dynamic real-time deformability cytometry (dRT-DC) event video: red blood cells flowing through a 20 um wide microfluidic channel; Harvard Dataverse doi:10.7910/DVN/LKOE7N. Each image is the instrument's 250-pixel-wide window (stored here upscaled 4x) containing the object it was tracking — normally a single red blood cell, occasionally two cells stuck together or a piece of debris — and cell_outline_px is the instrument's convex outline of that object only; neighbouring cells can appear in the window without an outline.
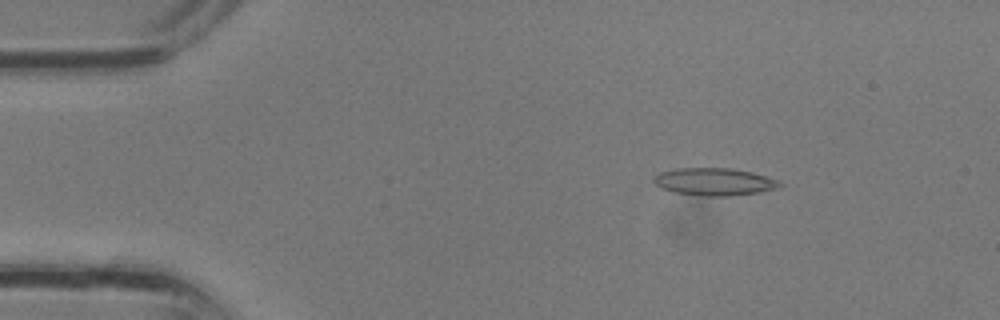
{"species": "common noctule bat (a hibernating species)", "species_latin": "Nyctalus noctula", "temperature_condition": "room temperature", "stored_images_in_passage": 33, "camera_frame_rate_fps": 3000, "um_per_image_px": 0.085, "animal": {"sex": "male", "body_mass_g": 13.3}, "frame": {"image": 1, "passage_image": 5, "time_ms": 1.333, "image_size_px": [1000, 320], "cell_outline_px": [[784, 184], [776, 188], [760, 192], [732, 196], [704, 196], [672, 192], [660, 188], [652, 180], [660, 172], [676, 168], [732, 168], [752, 172], [768, 176]], "centroid_in_image_um": [60.71, 15.45], "position_along_channel_um": 24.3, "area_um2": 20.29}}
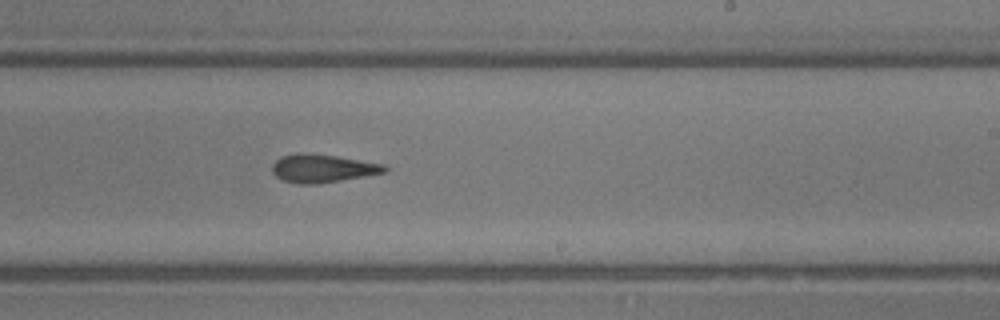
{"frame": {"image": 2, "passage_image": 20, "time_ms": 6.333, "image_size_px": [1000, 320], "cell_outline_px": [[388, 172], [320, 184], [296, 184], [284, 180], [276, 176], [272, 172], [272, 164], [280, 156], [296, 152], [304, 152], [336, 156], [384, 164], [388, 168]], "centroid_in_image_um": [27.4, 14.31], "position_along_channel_um": 261.6, "area_um2": 18.73}}
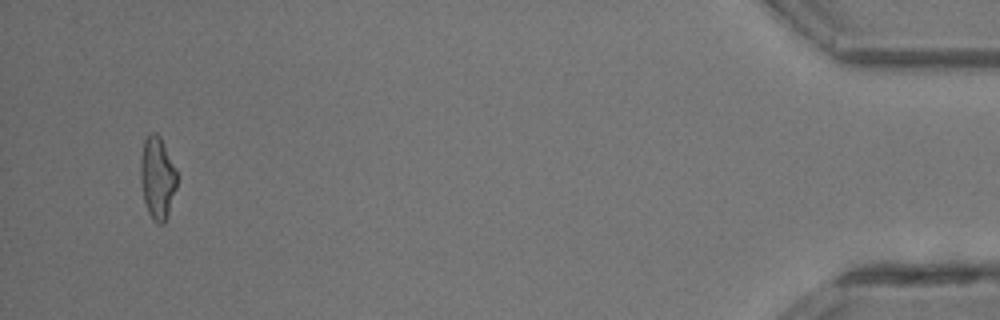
{"frame": {"image": 3, "passage_image": 32, "time_ms": 10.333, "image_size_px": [1000, 320], "cell_outline_px": [[176, 188], [168, 216], [164, 224], [156, 224], [148, 212], [144, 200], [140, 180], [140, 156], [144, 140], [152, 132], [156, 132], [160, 136], [176, 172]], "centroid_in_image_um": [13.35, 15.15], "position_along_channel_um": 421.8, "area_um2": 17.4}}